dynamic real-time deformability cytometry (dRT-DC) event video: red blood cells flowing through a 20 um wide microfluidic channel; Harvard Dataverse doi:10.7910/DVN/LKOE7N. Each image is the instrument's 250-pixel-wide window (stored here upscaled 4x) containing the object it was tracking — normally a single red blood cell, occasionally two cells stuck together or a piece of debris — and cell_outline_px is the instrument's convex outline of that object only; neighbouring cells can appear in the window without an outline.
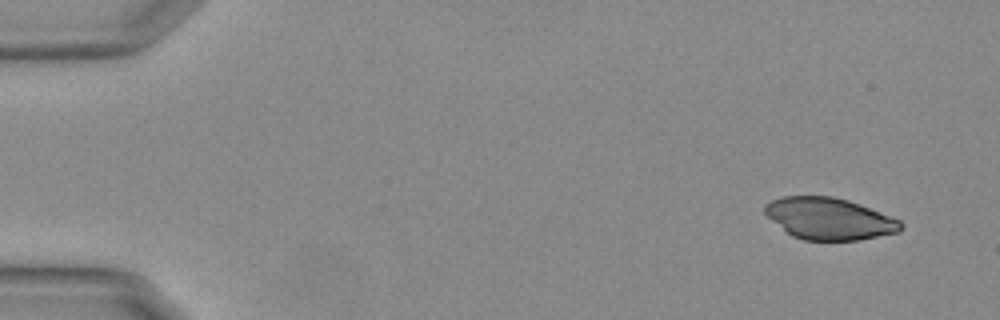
{"species": "Egyptian fruit bat (a non-hibernating species)", "species_latin": "Rousettus aegyptiacus", "temperature_condition": "warm", "stored_images_in_passage": 52, "camera_frame_rate_fps": 3000, "um_per_image_px": 0.085, "animal": {"sex": "female"}, "frame": {"image": 1, "passage_image": 1, "time_ms": 0.0, "image_size_px": [1000, 320], "cell_outline_px": [[904, 228], [900, 232], [860, 240], [804, 240], [792, 236], [772, 220], [764, 212], [764, 204], [772, 200], [784, 196], [832, 196], [848, 200], [860, 204], [900, 220], [904, 224]], "centroid_in_image_um": [70.51, 18.59], "position_along_channel_um": 14.5, "area_um2": 33.12}}